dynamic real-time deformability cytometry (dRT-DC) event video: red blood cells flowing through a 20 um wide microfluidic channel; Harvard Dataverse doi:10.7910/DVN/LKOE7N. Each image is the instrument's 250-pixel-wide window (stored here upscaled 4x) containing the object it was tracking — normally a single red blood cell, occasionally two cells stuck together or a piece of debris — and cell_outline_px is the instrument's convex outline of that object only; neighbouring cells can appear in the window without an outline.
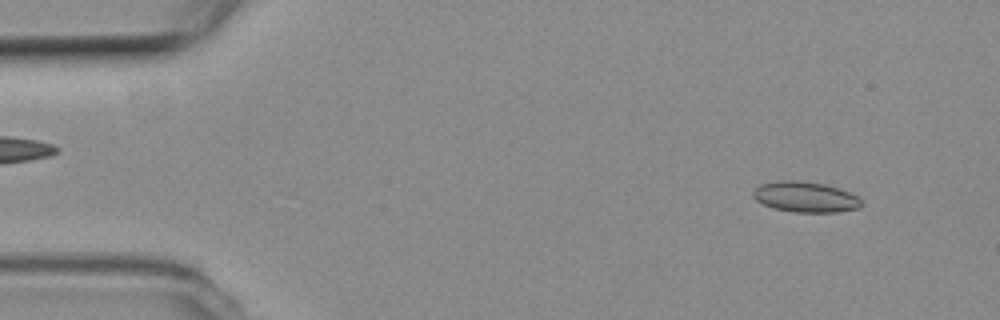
{"species": "common noctule bat (a hibernating species)", "species_latin": "Nyctalus noctula", "temperature_condition": "room temperature", "stored_images_in_passage": 53, "camera_frame_rate_fps": 3000, "um_per_image_px": 0.085, "animal": {"sex": "female", "body_mass_g": 19.3, "forearm_length_mm": 54.1}, "frame": {"image": 1, "passage_image": 4, "time_ms": 1.0, "image_size_px": [1000, 320], "cell_outline_px": [[864, 204], [860, 208], [836, 212], [796, 212], [776, 208], [764, 204], [756, 200], [752, 196], [752, 192], [760, 184], [780, 180], [796, 180], [824, 184], [848, 192], [856, 196]], "centroid_in_image_um": [68.45, 16.74], "position_along_channel_um": 16.6, "area_um2": 19.07}}
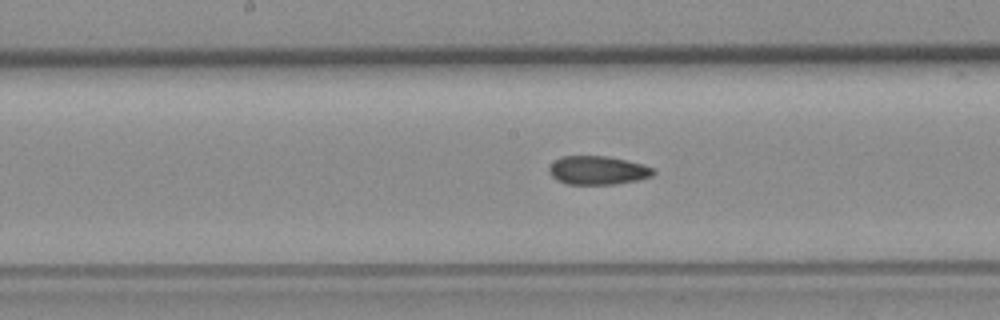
{"frame": {"image": 2, "passage_image": 26, "time_ms": 8.333, "image_size_px": [1000, 320], "cell_outline_px": [[656, 172], [652, 176], [636, 180], [616, 184], [568, 184], [556, 180], [548, 172], [548, 168], [560, 156], [608, 156], [644, 164], [652, 168]], "centroid_in_image_um": [50.8, 14.47], "position_along_channel_um": 197.4, "area_um2": 17.4}}
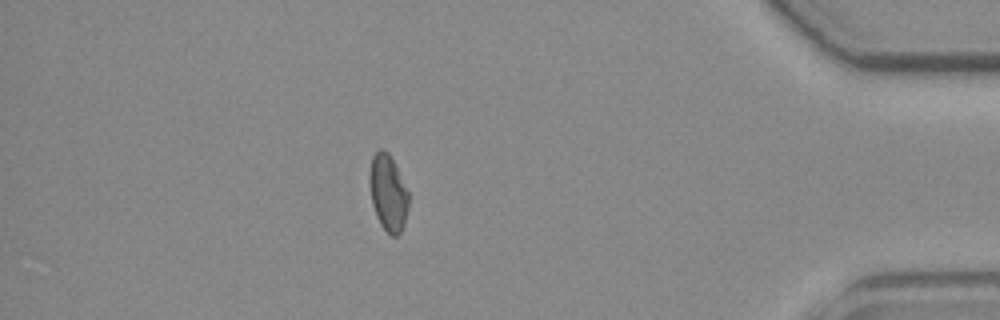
{"frame": {"image": 3, "passage_image": 46, "time_ms": 15.0, "image_size_px": [1000, 320], "cell_outline_px": [[408, 208], [404, 224], [400, 232], [396, 236], [392, 236], [380, 224], [376, 216], [372, 204], [368, 176], [372, 156], [380, 148], [384, 148], [388, 152], [408, 192]], "centroid_in_image_um": [32.96, 16.38], "position_along_channel_um": 402.2, "area_um2": 17.22}, "authors_computed_cell_mechanics": {"area_um2": 17.918, "velocity_mm_per_s": 3.784, "shape_relaxation_time_tau1_ms": null, "shape_relaxation_time_tau2_ms": 3.7921, "deformation_change_tau1": null, "deformation_change_tau2": 0.0835}}